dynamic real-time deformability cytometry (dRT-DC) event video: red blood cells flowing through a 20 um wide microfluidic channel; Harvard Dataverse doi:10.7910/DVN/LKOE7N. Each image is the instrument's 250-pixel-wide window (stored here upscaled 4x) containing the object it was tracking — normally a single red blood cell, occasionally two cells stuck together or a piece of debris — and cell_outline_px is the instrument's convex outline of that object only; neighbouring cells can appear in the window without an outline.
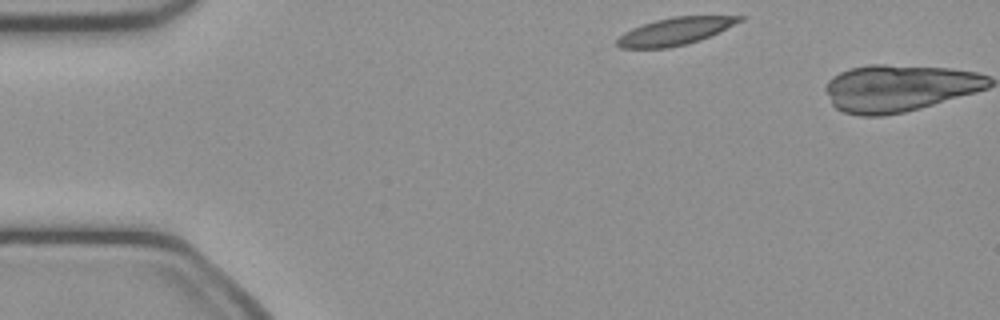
{"species": "common noctule bat (a hibernating species)", "species_latin": "Nyctalus noctula", "temperature_condition": "cold", "stored_images_in_passage": 2, "camera_frame_rate_fps": 3000, "um_per_image_px": 0.085, "animal": {"sex": "female", "body_mass_g": 21.9}, "frame": {"image": 1, "passage_image": 1, "time_ms": 0.0, "image_size_px": [1000, 320], "cell_outline_px": [[744, 20], [700, 40], [668, 48], [620, 48], [616, 44], [616, 40], [624, 32], [632, 28], [656, 20], [672, 16], [744, 16]], "centroid_in_image_um": [57.36, 2.66], "position_along_channel_um": 27.6, "area_um2": 19.31}}